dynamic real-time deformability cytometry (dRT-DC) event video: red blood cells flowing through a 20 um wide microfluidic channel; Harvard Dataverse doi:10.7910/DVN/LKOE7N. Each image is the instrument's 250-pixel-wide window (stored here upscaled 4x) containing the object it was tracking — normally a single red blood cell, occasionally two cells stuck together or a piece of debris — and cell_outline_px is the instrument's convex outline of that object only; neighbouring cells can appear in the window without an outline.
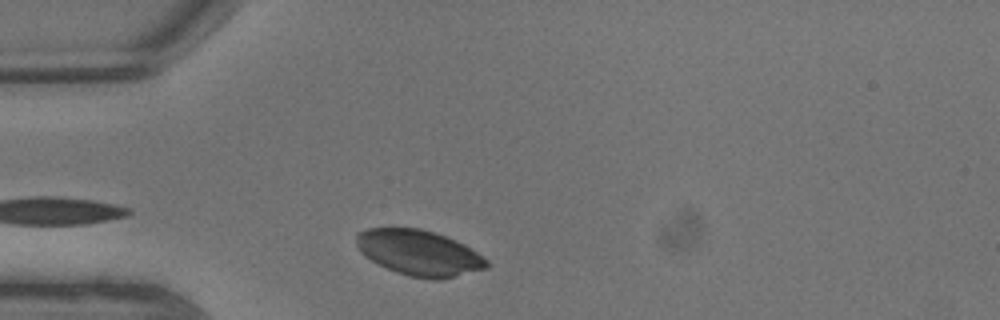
{"species": "common noctule bat (a hibernating species)", "species_latin": "Nyctalus noctula", "temperature_condition": "warm", "stored_images_in_passage": 4, "camera_frame_rate_fps": 3000, "um_per_image_px": 0.085, "animal": {"sex": "male", "body_mass_g": 13.3}, "frame": {"image": 1, "passage_image": 1, "time_ms": 0.0, "image_size_px": [1000, 320], "cell_outline_px": [[488, 268], [440, 280], [432, 280], [408, 276], [396, 272], [372, 260], [360, 252], [356, 244], [356, 232], [368, 228], [420, 228], [456, 240], [464, 244], [488, 260]], "centroid_in_image_um": [35.62, 21.49], "position_along_channel_um": 49.4, "area_um2": 34.51}}
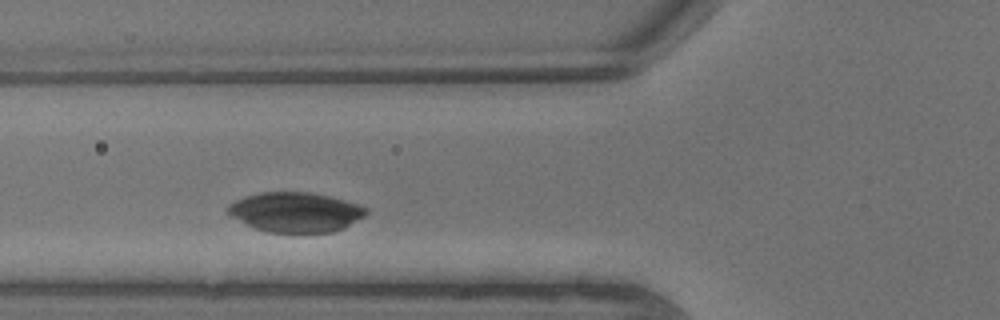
{"frame": {"image": 2, "passage_image": 3, "time_ms": 0.667, "image_size_px": [1000, 320], "cell_outline_px": [[368, 212], [364, 216], [344, 228], [332, 232], [264, 232], [252, 228], [224, 212], [228, 204], [244, 196], [260, 192], [312, 192], [332, 196], [360, 204], [368, 208]], "centroid_in_image_um": [25.1, 18.02], "position_along_channel_um": 100.7, "area_um2": 32.54}}
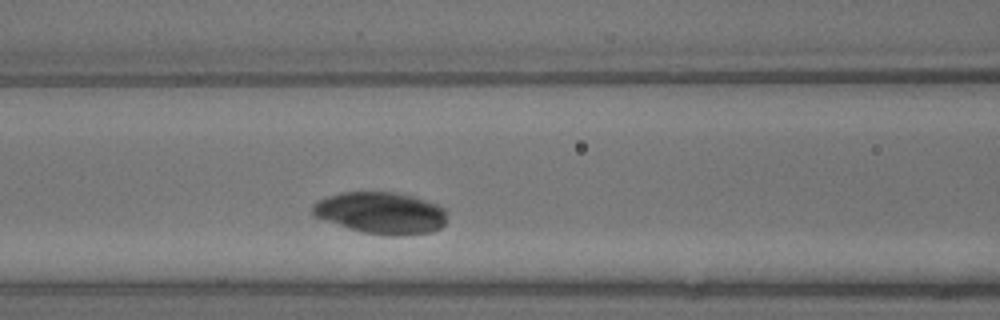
{"frame": {"image": 3, "passage_image": 4, "time_ms": 1.0, "image_size_px": [1000, 320], "cell_outline_px": [[448, 212], [444, 224], [440, 228], [432, 232], [388, 236], [364, 232], [348, 228], [316, 216], [312, 212], [312, 204], [316, 200], [340, 192], [392, 192], [412, 196], [436, 204], [444, 208]], "centroid_in_image_um": [32.39, 18.09], "position_along_channel_um": 134.2, "area_um2": 32.54}}